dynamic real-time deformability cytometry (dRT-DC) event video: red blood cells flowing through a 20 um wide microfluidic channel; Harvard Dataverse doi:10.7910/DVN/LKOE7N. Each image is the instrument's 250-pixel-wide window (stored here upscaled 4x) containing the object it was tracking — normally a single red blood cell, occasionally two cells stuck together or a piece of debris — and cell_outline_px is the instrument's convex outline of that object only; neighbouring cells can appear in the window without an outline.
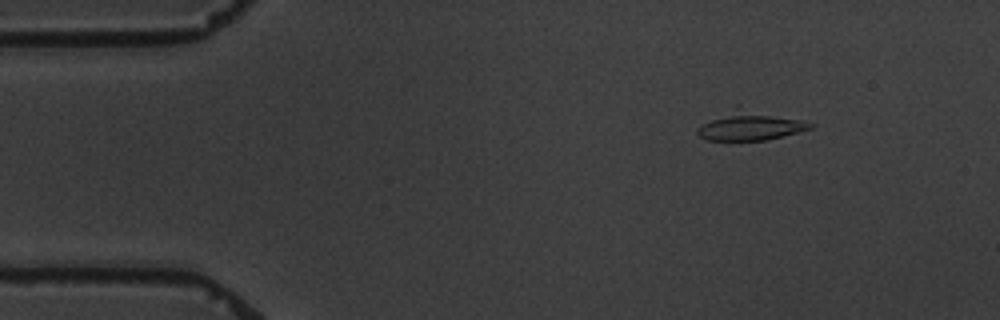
{"species": "common noctule bat (a hibernating species)", "species_latin": "Nyctalus noctula", "temperature_condition": "warm", "stored_images_in_passage": 3, "camera_frame_rate_fps": 3000, "um_per_image_px": 0.085, "animal": {"sex": "male", "body_mass_g": 19.5, "forearm_length_mm": 54.6}, "frame": {"image": 1, "passage_image": 1, "time_ms": 0.0, "image_size_px": [1000, 320], "cell_outline_px": [[816, 124], [812, 128], [768, 140], [704, 140], [696, 132], [700, 124], [736, 104], [740, 104], [804, 120]], "centroid_in_image_um": [63.76, 10.62], "position_along_channel_um": 21.2, "area_um2": 20.11}}